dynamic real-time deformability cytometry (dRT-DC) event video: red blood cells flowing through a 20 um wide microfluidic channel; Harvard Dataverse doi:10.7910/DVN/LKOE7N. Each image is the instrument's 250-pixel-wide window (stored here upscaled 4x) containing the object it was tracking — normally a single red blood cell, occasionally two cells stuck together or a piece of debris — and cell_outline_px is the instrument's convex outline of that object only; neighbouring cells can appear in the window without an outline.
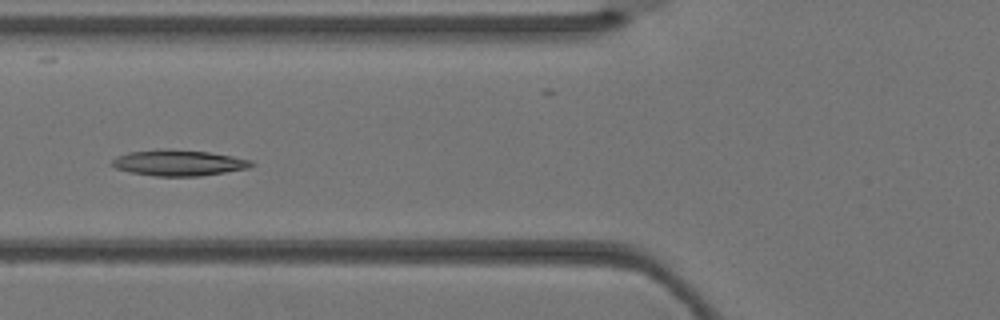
{"species": "Egyptian fruit bat (a non-hibernating species)", "species_latin": "Rousettus aegyptiacus", "temperature_condition": "warm", "stored_images_in_passage": 5, "camera_frame_rate_fps": 3000, "um_per_image_px": 0.085, "animal": {"sex": "female"}, "frame": {"image": 1, "passage_image": 5, "time_ms": 1.333, "image_size_px": [1000, 320], "cell_outline_px": [[256, 164], [248, 168], [200, 176], [156, 176], [128, 172], [116, 168], [108, 164], [116, 156], [128, 152], [156, 148], [168, 148], [208, 152], [232, 156], [252, 160]], "centroid_in_image_um": [15.13, 13.82], "position_along_channel_um": 110.7, "area_um2": 21.39}}